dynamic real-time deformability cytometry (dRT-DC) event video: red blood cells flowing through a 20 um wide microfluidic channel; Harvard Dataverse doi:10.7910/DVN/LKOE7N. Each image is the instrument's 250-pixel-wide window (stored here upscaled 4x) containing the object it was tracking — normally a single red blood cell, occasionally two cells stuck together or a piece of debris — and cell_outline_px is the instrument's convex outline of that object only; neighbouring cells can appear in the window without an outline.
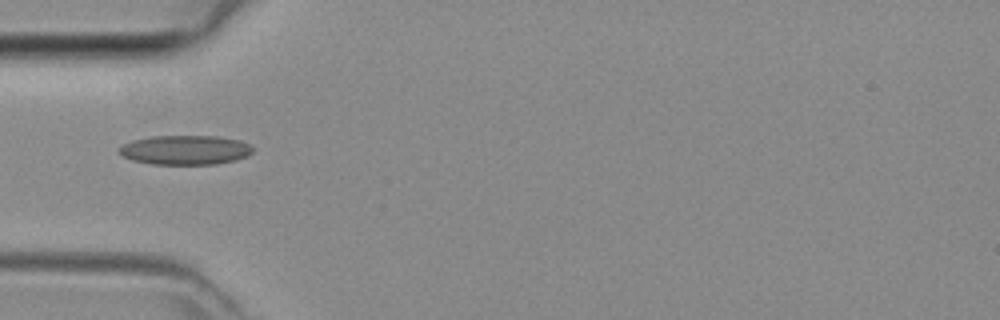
{"species": "common noctule bat (a hibernating species)", "species_latin": "Nyctalus noctula", "temperature_condition": "room temperature", "stored_images_in_passage": 28, "camera_frame_rate_fps": 3000, "um_per_image_px": 0.085, "animal": {"sex": "female", "body_mass_g": 29.2, "forearm_length_mm": 56.3}, "frame": {"image": 1, "passage_image": 4, "time_ms": 1.0, "image_size_px": [1000, 320], "cell_outline_px": [[252, 152], [248, 156], [236, 160], [216, 164], [152, 164], [132, 160], [120, 156], [116, 152], [124, 144], [132, 140], [152, 136], [216, 136], [240, 140], [248, 144], [252, 148]], "centroid_in_image_um": [15.72, 12.75], "position_along_channel_um": 69.3, "area_um2": 23.0}}
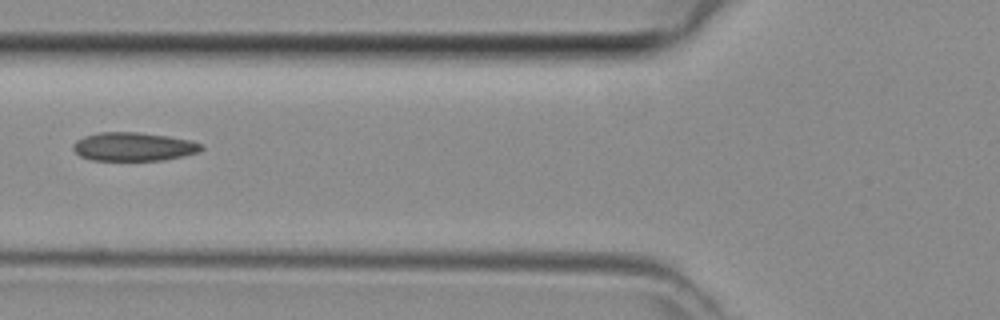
{"frame": {"image": 2, "passage_image": 7, "time_ms": 2.0, "image_size_px": [1000, 320], "cell_outline_px": [[204, 148], [200, 152], [184, 156], [164, 160], [92, 160], [80, 156], [72, 148], [72, 144], [76, 140], [84, 136], [100, 132], [136, 132], [168, 136], [192, 140], [204, 144]], "centroid_in_image_um": [11.39, 12.46], "position_along_channel_um": 114.4, "area_um2": 21.56}}
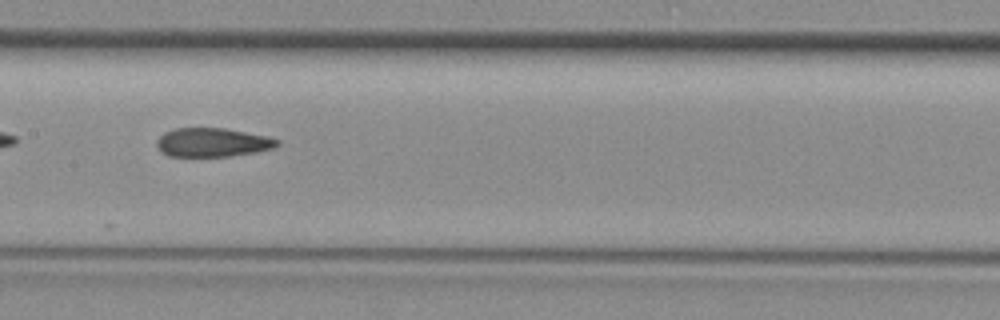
{"frame": {"image": 3, "passage_image": 12, "time_ms": 3.667, "image_size_px": [1000, 320], "cell_outline_px": [[280, 144], [272, 148], [256, 152], [228, 156], [168, 156], [156, 144], [156, 140], [164, 132], [176, 128], [224, 128], [268, 136], [280, 140]], "centroid_in_image_um": [18.08, 12.09], "position_along_channel_um": 189.3, "area_um2": 20.11}}